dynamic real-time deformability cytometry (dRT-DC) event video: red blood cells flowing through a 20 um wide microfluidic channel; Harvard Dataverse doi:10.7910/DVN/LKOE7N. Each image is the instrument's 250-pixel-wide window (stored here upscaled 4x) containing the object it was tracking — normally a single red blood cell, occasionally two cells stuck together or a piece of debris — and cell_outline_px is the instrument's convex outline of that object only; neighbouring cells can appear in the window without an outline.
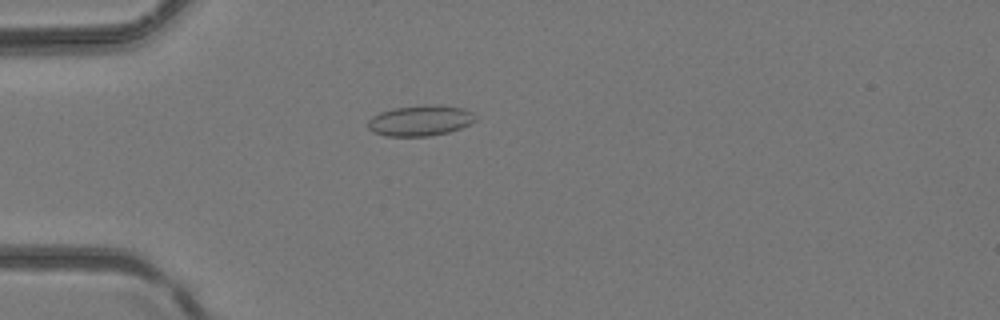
{"species": "common noctule bat (a hibernating species)", "species_latin": "Nyctalus noctula", "temperature_condition": "room temperature", "stored_images_in_passage": 5, "camera_frame_rate_fps": 3000, "um_per_image_px": 0.085, "animal": {"sex": "female", "body_mass_g": 24.6, "forearm_length_mm": 56.2}, "frame": {"image": 1, "passage_image": 4, "time_ms": 1.0, "image_size_px": [1000, 320], "cell_outline_px": [[476, 120], [460, 128], [448, 132], [428, 136], [384, 136], [372, 132], [368, 128], [368, 120], [372, 116], [380, 112], [396, 108], [424, 104], [464, 108], [472, 112]], "centroid_in_image_um": [35.68, 10.25], "position_along_channel_um": 49.3, "area_um2": 19.07}}